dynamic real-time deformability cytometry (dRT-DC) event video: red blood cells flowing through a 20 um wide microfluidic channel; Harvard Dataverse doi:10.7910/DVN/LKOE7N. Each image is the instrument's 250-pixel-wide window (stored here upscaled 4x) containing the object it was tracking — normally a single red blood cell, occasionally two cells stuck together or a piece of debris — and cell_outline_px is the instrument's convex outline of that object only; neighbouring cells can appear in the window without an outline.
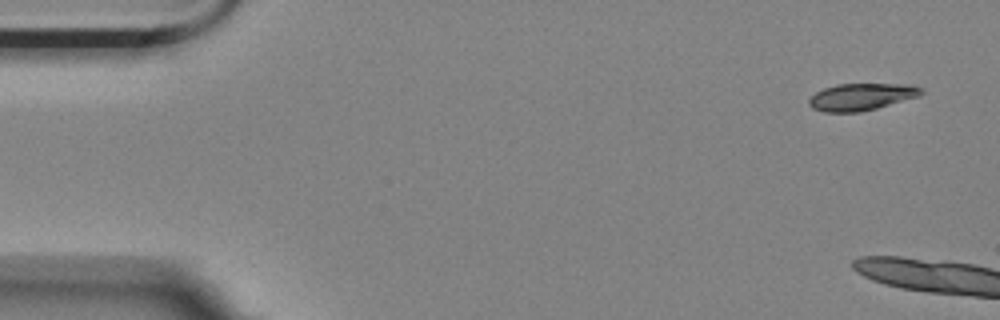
{"species": "Egyptian fruit bat (a non-hibernating species)", "species_latin": "Rousettus aegyptiacus", "temperature_condition": "room temperature", "stored_images_in_passage": 2, "camera_frame_rate_fps": 3000, "um_per_image_px": 0.085, "animal": {"sex": "female"}, "frame": {"image": 1, "passage_image": 1, "time_ms": 0.0, "image_size_px": [1000, 320], "cell_outline_px": [[924, 92], [920, 96], [876, 108], [860, 112], [824, 112], [812, 108], [808, 104], [808, 100], [816, 92], [824, 88], [836, 84], [908, 84], [924, 88]], "centroid_in_image_um": [73.23, 8.22], "position_along_channel_um": 11.8, "area_um2": 17.74}}